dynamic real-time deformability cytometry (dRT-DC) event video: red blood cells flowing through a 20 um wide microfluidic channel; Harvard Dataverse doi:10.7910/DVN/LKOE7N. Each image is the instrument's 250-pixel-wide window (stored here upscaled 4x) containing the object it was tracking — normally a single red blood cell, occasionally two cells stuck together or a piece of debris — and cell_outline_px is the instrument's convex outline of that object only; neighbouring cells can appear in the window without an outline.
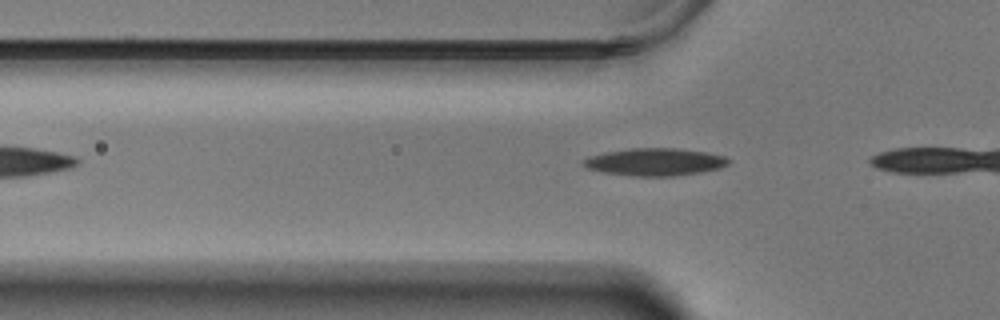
{"species": "Egyptian fruit bat (a non-hibernating species)", "species_latin": "Rousettus aegyptiacus", "temperature_condition": "warm", "stored_images_in_passage": 6, "camera_frame_rate_fps": 3000, "um_per_image_px": 0.085, "animal": {"sex": "male"}, "frame": {"image": 1, "passage_image": 3, "time_ms": 0.667, "image_size_px": [1000, 320], "cell_outline_px": [[728, 164], [720, 168], [700, 172], [676, 176], [636, 176], [604, 172], [588, 168], [580, 164], [580, 160], [588, 156], [604, 152], [632, 148], [676, 148], [704, 152], [724, 156], [728, 160]], "centroid_in_image_um": [55.6, 13.76], "position_along_channel_um": 70.2, "area_um2": 23.18}}